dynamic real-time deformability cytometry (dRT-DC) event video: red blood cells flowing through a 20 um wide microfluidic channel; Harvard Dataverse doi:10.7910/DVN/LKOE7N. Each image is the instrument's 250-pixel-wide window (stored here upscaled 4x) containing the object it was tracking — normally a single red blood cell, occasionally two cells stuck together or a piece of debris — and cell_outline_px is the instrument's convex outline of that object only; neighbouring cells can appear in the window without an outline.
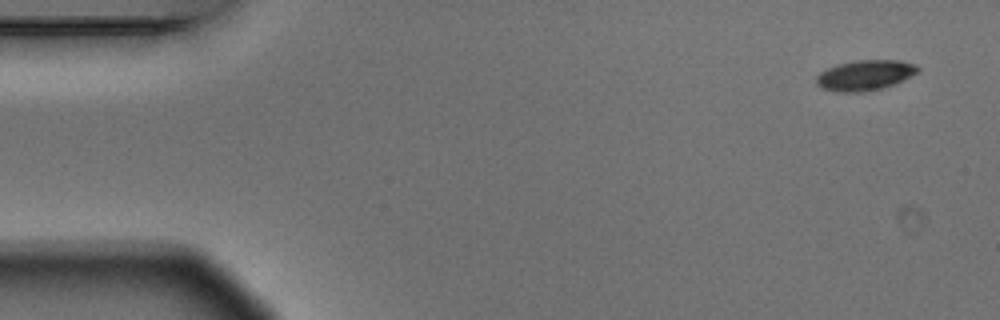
{"species": "Egyptian fruit bat (a non-hibernating species)", "species_latin": "Rousettus aegyptiacus", "temperature_condition": "warm", "stored_images_in_passage": 5, "camera_frame_rate_fps": 3000, "um_per_image_px": 0.085, "animal": {"sex": "male"}, "frame": {"image": 1, "passage_image": 1, "time_ms": 0.0, "image_size_px": [1000, 320], "cell_outline_px": [[920, 72], [884, 88], [860, 92], [836, 92], [820, 88], [816, 84], [816, 76], [820, 72], [836, 64], [856, 60], [900, 60], [916, 64], [920, 68]], "centroid_in_image_um": [73.52, 6.39], "position_along_channel_um": 11.5, "area_um2": 18.15}}
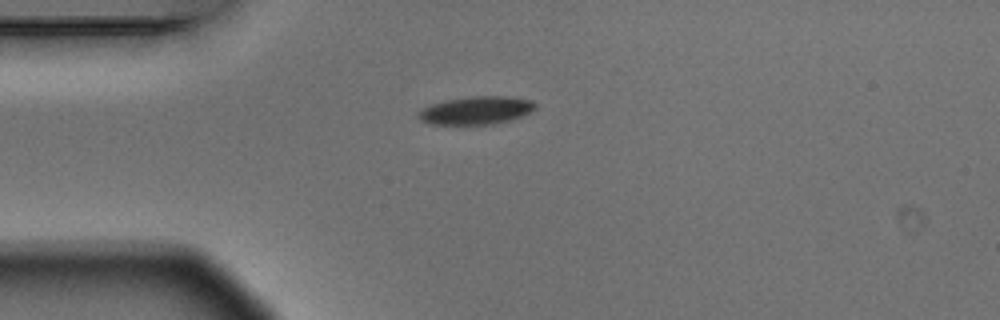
{"frame": {"image": 2, "passage_image": 4, "time_ms": 1.0, "image_size_px": [1000, 320], "cell_outline_px": [[536, 108], [520, 116], [508, 120], [488, 124], [432, 124], [420, 120], [416, 116], [416, 112], [432, 104], [448, 100], [472, 96], [508, 96], [532, 100], [536, 104]], "centroid_in_image_um": [40.45, 9.37], "position_along_channel_um": 44.6, "area_um2": 18.79}}
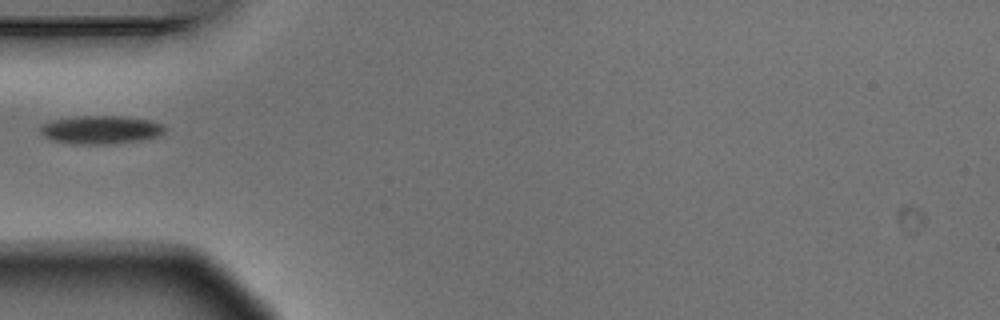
{"frame": {"image": 3, "passage_image": 5, "time_ms": 1.333, "image_size_px": [1000, 320], "cell_outline_px": [[164, 132], [160, 136], [140, 140], [112, 144], [72, 144], [52, 140], [44, 136], [40, 132], [40, 124], [52, 120], [76, 116], [124, 116], [152, 120], [164, 124]], "centroid_in_image_um": [8.57, 11.02], "position_along_channel_um": 76.4, "area_um2": 20.81}}